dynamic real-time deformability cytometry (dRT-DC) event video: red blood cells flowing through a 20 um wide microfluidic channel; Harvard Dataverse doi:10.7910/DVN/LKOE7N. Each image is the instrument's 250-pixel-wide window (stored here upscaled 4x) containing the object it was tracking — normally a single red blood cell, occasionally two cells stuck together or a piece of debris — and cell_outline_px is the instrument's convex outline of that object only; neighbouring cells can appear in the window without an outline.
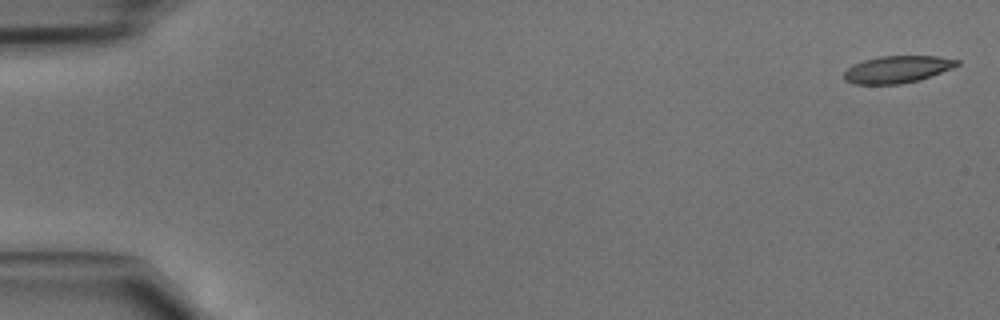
{"species": "common noctule bat (a hibernating species)", "species_latin": "Nyctalus noctula", "temperature_condition": "cold", "stored_images_in_passage": 6, "camera_frame_rate_fps": 3000, "um_per_image_px": 0.085, "animal": {"sex": "male", "body_mass_g": 15.6}, "frame": {"image": 1, "passage_image": 1, "time_ms": 0.0, "image_size_px": [1000, 320], "cell_outline_px": [[960, 64], [952, 68], [920, 80], [900, 84], [852, 84], [844, 80], [844, 72], [852, 64], [864, 60], [880, 56], [936, 56], [960, 60]], "centroid_in_image_um": [76.25, 5.9], "position_along_channel_um": 8.7, "area_um2": 17.92}}